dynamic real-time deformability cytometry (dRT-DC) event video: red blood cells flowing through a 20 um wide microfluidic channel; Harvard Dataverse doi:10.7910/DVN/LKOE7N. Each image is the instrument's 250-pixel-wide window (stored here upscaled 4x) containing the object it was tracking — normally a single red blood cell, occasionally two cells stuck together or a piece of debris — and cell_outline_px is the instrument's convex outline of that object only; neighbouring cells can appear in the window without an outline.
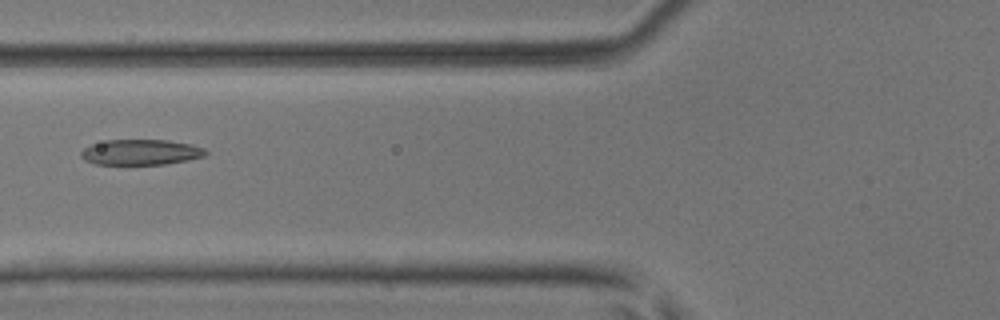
{"species": "common noctule bat (a hibernating species)", "species_latin": "Nyctalus noctula", "temperature_condition": "room temperature", "stored_images_in_passage": 4, "camera_frame_rate_fps": 3000, "um_per_image_px": 0.085, "animal": {"sex": "male", "body_mass_g": 17.9, "forearm_length_mm": 54.2}, "frame": {"image": 1, "passage_image": 3, "time_ms": 0.667, "image_size_px": [1000, 320], "cell_outline_px": [[208, 152], [204, 156], [188, 160], [164, 164], [96, 164], [84, 160], [80, 156], [80, 152], [84, 148], [92, 144], [108, 140], [168, 140], [192, 144], [204, 148]], "centroid_in_image_um": [11.97, 12.93], "position_along_channel_um": 113.8, "area_um2": 18.5}}
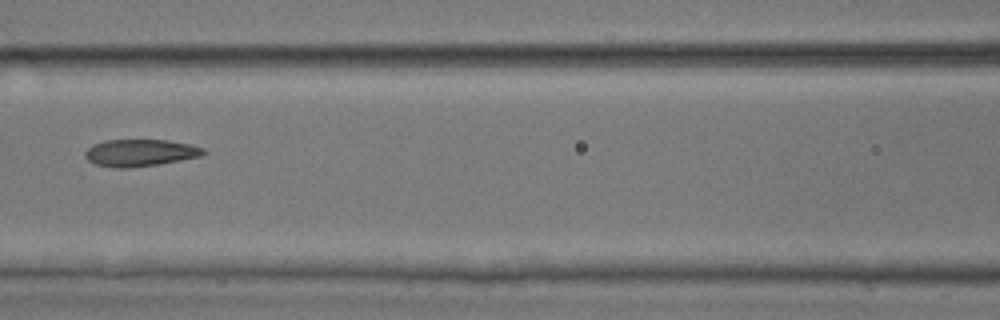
{"frame": {"image": 2, "passage_image": 4, "time_ms": 1.0, "image_size_px": [1000, 320], "cell_outline_px": [[208, 152], [200, 156], [180, 160], [156, 164], [128, 168], [116, 168], [96, 164], [88, 160], [84, 156], [84, 152], [92, 144], [104, 140], [168, 140], [192, 144], [204, 148]], "centroid_in_image_um": [11.91, 12.97], "position_along_channel_um": 154.7, "area_um2": 18.67}}